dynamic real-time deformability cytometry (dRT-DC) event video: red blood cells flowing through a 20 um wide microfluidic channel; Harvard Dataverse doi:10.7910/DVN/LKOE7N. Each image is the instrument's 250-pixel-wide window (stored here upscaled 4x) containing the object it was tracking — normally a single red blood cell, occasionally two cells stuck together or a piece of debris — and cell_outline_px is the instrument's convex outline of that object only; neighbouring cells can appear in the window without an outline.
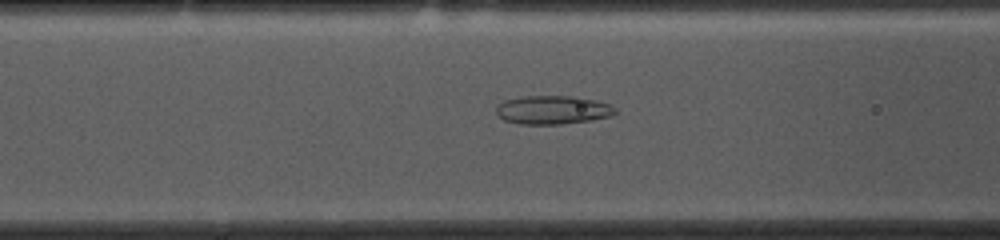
{"species": "common noctule bat (a hibernating species)", "species_latin": "Nyctalus noctula", "temperature_condition": "cold", "stored_images_in_passage": 53, "camera_frame_rate_fps": 3000, "um_per_image_px": 0.085, "animal": {"sex": "female", "body_mass_g": 10.0, "forearm_length_mm": 53.1}, "frame": {"image": 1, "passage_image": 19, "time_ms": 6.0, "image_size_px": [1000, 240], "cell_outline_px": [[616, 112], [612, 116], [592, 120], [560, 124], [520, 124], [504, 120], [496, 112], [496, 108], [504, 100], [524, 96], [576, 96], [596, 100], [608, 104], [616, 108]], "centroid_in_image_um": [47.0, 9.34], "position_along_channel_um": 119.6, "area_um2": 19.83}}
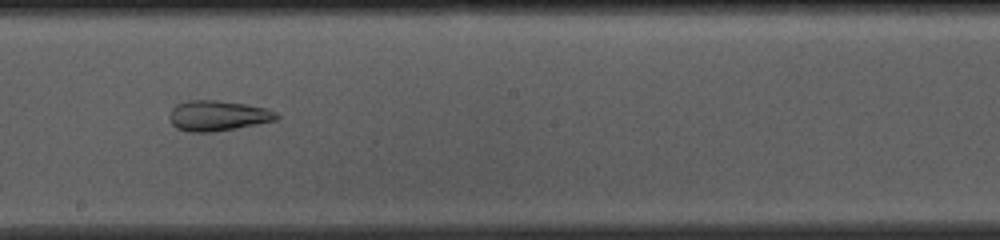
{"frame": {"image": 2, "passage_image": 28, "time_ms": 9.0, "image_size_px": [1000, 240], "cell_outline_px": [[280, 116], [276, 120], [216, 132], [188, 132], [176, 128], [172, 124], [168, 116], [172, 108], [176, 104], [188, 100], [216, 100], [244, 104], [268, 108], [276, 112]], "centroid_in_image_um": [18.49, 9.84], "position_along_channel_um": 229.7, "area_um2": 19.07}}
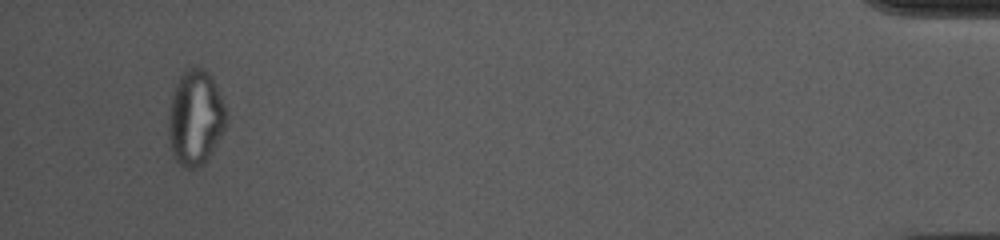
{"frame": {"image": 3, "passage_image": 50, "time_ms": 16.333, "image_size_px": [1000, 240], "cell_outline_px": [[224, 128], [220, 136], [204, 164], [196, 168], [184, 168], [172, 156], [168, 136], [168, 116], [172, 96], [176, 84], [180, 76], [188, 68], [204, 68], [212, 76], [224, 104]], "centroid_in_image_um": [16.57, 10.03], "position_along_channel_um": 418.6, "area_um2": 31.62}, "authors_computed_cell_mechanics": {"area_um2": 24.9118, "velocity_mm_per_s": 3.6685, "shape_relaxation_time_tau1_ms": null, "shape_relaxation_time_tau2_ms": 2.3806, "deformation_change_tau1": null, "deformation_change_tau2": 0.1016}}